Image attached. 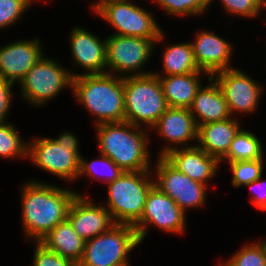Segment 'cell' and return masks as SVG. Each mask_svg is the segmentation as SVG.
<instances>
[{"instance_id": "cell-1", "label": "cell", "mask_w": 266, "mask_h": 266, "mask_svg": "<svg viewBox=\"0 0 266 266\" xmlns=\"http://www.w3.org/2000/svg\"><path fill=\"white\" fill-rule=\"evenodd\" d=\"M21 195L23 231L27 240L39 242L54 227L67 220L70 205L80 193L31 180L22 186Z\"/></svg>"}, {"instance_id": "cell-2", "label": "cell", "mask_w": 266, "mask_h": 266, "mask_svg": "<svg viewBox=\"0 0 266 266\" xmlns=\"http://www.w3.org/2000/svg\"><path fill=\"white\" fill-rule=\"evenodd\" d=\"M100 154L109 157L124 172L153 171L146 129L127 121L95 125ZM142 128V129H141Z\"/></svg>"}, {"instance_id": "cell-3", "label": "cell", "mask_w": 266, "mask_h": 266, "mask_svg": "<svg viewBox=\"0 0 266 266\" xmlns=\"http://www.w3.org/2000/svg\"><path fill=\"white\" fill-rule=\"evenodd\" d=\"M74 97L95 116V125L125 121L123 78L114 74L79 75L73 78Z\"/></svg>"}, {"instance_id": "cell-4", "label": "cell", "mask_w": 266, "mask_h": 266, "mask_svg": "<svg viewBox=\"0 0 266 266\" xmlns=\"http://www.w3.org/2000/svg\"><path fill=\"white\" fill-rule=\"evenodd\" d=\"M28 143V159L36 167L54 174L58 178L73 181L79 174L80 152L77 137L68 132L56 139L48 137L32 138Z\"/></svg>"}, {"instance_id": "cell-5", "label": "cell", "mask_w": 266, "mask_h": 266, "mask_svg": "<svg viewBox=\"0 0 266 266\" xmlns=\"http://www.w3.org/2000/svg\"><path fill=\"white\" fill-rule=\"evenodd\" d=\"M125 121L151 127L167 110L168 104L159 78L153 73L123 78Z\"/></svg>"}, {"instance_id": "cell-6", "label": "cell", "mask_w": 266, "mask_h": 266, "mask_svg": "<svg viewBox=\"0 0 266 266\" xmlns=\"http://www.w3.org/2000/svg\"><path fill=\"white\" fill-rule=\"evenodd\" d=\"M152 174L150 171L124 172L108 184L105 208L116 224L134 226L141 219L146 196L154 185Z\"/></svg>"}, {"instance_id": "cell-7", "label": "cell", "mask_w": 266, "mask_h": 266, "mask_svg": "<svg viewBox=\"0 0 266 266\" xmlns=\"http://www.w3.org/2000/svg\"><path fill=\"white\" fill-rule=\"evenodd\" d=\"M164 37V32L157 40L111 34L106 38L107 73L122 78L151 74L150 71L143 72L142 67L150 60L155 45Z\"/></svg>"}, {"instance_id": "cell-8", "label": "cell", "mask_w": 266, "mask_h": 266, "mask_svg": "<svg viewBox=\"0 0 266 266\" xmlns=\"http://www.w3.org/2000/svg\"><path fill=\"white\" fill-rule=\"evenodd\" d=\"M139 244L132 225L115 224L110 230L85 241L83 256L77 266H112L128 261V254Z\"/></svg>"}, {"instance_id": "cell-9", "label": "cell", "mask_w": 266, "mask_h": 266, "mask_svg": "<svg viewBox=\"0 0 266 266\" xmlns=\"http://www.w3.org/2000/svg\"><path fill=\"white\" fill-rule=\"evenodd\" d=\"M44 55L20 81L21 95L34 106L45 105L66 87H73L71 71Z\"/></svg>"}, {"instance_id": "cell-10", "label": "cell", "mask_w": 266, "mask_h": 266, "mask_svg": "<svg viewBox=\"0 0 266 266\" xmlns=\"http://www.w3.org/2000/svg\"><path fill=\"white\" fill-rule=\"evenodd\" d=\"M96 13L118 31L116 35L157 40L163 32L151 12L133 0L110 2Z\"/></svg>"}, {"instance_id": "cell-11", "label": "cell", "mask_w": 266, "mask_h": 266, "mask_svg": "<svg viewBox=\"0 0 266 266\" xmlns=\"http://www.w3.org/2000/svg\"><path fill=\"white\" fill-rule=\"evenodd\" d=\"M185 214L171 197L153 185L146 196L141 219L133 226L139 242L145 239L149 225L167 233H183L186 227Z\"/></svg>"}, {"instance_id": "cell-12", "label": "cell", "mask_w": 266, "mask_h": 266, "mask_svg": "<svg viewBox=\"0 0 266 266\" xmlns=\"http://www.w3.org/2000/svg\"><path fill=\"white\" fill-rule=\"evenodd\" d=\"M154 185L171 197L186 213L187 209L203 206L206 202V185L179 172L164 157L156 162Z\"/></svg>"}, {"instance_id": "cell-13", "label": "cell", "mask_w": 266, "mask_h": 266, "mask_svg": "<svg viewBox=\"0 0 266 266\" xmlns=\"http://www.w3.org/2000/svg\"><path fill=\"white\" fill-rule=\"evenodd\" d=\"M219 85L229 110L233 113H253L258 108L262 87L241 70L232 69L216 72L211 76Z\"/></svg>"}, {"instance_id": "cell-14", "label": "cell", "mask_w": 266, "mask_h": 266, "mask_svg": "<svg viewBox=\"0 0 266 266\" xmlns=\"http://www.w3.org/2000/svg\"><path fill=\"white\" fill-rule=\"evenodd\" d=\"M67 220L85 241L110 230L116 224L105 205H97L82 194L76 195L73 199Z\"/></svg>"}, {"instance_id": "cell-15", "label": "cell", "mask_w": 266, "mask_h": 266, "mask_svg": "<svg viewBox=\"0 0 266 266\" xmlns=\"http://www.w3.org/2000/svg\"><path fill=\"white\" fill-rule=\"evenodd\" d=\"M152 128L165 141L168 140L167 142L173 143L171 146L166 144L161 150L159 157H164L170 151L177 149V146L179 148L192 147L188 143L192 142V140L197 141L198 127L189 108L168 107Z\"/></svg>"}, {"instance_id": "cell-16", "label": "cell", "mask_w": 266, "mask_h": 266, "mask_svg": "<svg viewBox=\"0 0 266 266\" xmlns=\"http://www.w3.org/2000/svg\"><path fill=\"white\" fill-rule=\"evenodd\" d=\"M69 36L75 65H79L87 71L82 74L72 72L73 78L84 74L107 73L106 39L103 41L98 36L81 27L73 28Z\"/></svg>"}, {"instance_id": "cell-17", "label": "cell", "mask_w": 266, "mask_h": 266, "mask_svg": "<svg viewBox=\"0 0 266 266\" xmlns=\"http://www.w3.org/2000/svg\"><path fill=\"white\" fill-rule=\"evenodd\" d=\"M41 41L36 39L20 40L0 47V78L15 84L44 55Z\"/></svg>"}, {"instance_id": "cell-18", "label": "cell", "mask_w": 266, "mask_h": 266, "mask_svg": "<svg viewBox=\"0 0 266 266\" xmlns=\"http://www.w3.org/2000/svg\"><path fill=\"white\" fill-rule=\"evenodd\" d=\"M190 43L197 66L209 76L233 68L229 65L233 53L231 43L214 32L200 31L194 42Z\"/></svg>"}, {"instance_id": "cell-19", "label": "cell", "mask_w": 266, "mask_h": 266, "mask_svg": "<svg viewBox=\"0 0 266 266\" xmlns=\"http://www.w3.org/2000/svg\"><path fill=\"white\" fill-rule=\"evenodd\" d=\"M164 158L179 172L206 186V182L216 176L220 164L215 157L208 155L197 145L174 149Z\"/></svg>"}, {"instance_id": "cell-20", "label": "cell", "mask_w": 266, "mask_h": 266, "mask_svg": "<svg viewBox=\"0 0 266 266\" xmlns=\"http://www.w3.org/2000/svg\"><path fill=\"white\" fill-rule=\"evenodd\" d=\"M208 81L210 84L201 86L189 107L197 127L232 117L218 83L211 76H208Z\"/></svg>"}, {"instance_id": "cell-21", "label": "cell", "mask_w": 266, "mask_h": 266, "mask_svg": "<svg viewBox=\"0 0 266 266\" xmlns=\"http://www.w3.org/2000/svg\"><path fill=\"white\" fill-rule=\"evenodd\" d=\"M240 129V123L234 117L199 125L197 146L221 162Z\"/></svg>"}, {"instance_id": "cell-22", "label": "cell", "mask_w": 266, "mask_h": 266, "mask_svg": "<svg viewBox=\"0 0 266 266\" xmlns=\"http://www.w3.org/2000/svg\"><path fill=\"white\" fill-rule=\"evenodd\" d=\"M202 74L206 72H193L184 75L157 76L168 107L189 108L195 95L201 88Z\"/></svg>"}, {"instance_id": "cell-23", "label": "cell", "mask_w": 266, "mask_h": 266, "mask_svg": "<svg viewBox=\"0 0 266 266\" xmlns=\"http://www.w3.org/2000/svg\"><path fill=\"white\" fill-rule=\"evenodd\" d=\"M39 242L77 265L82 259L85 240L75 232L68 220L54 227Z\"/></svg>"}, {"instance_id": "cell-24", "label": "cell", "mask_w": 266, "mask_h": 266, "mask_svg": "<svg viewBox=\"0 0 266 266\" xmlns=\"http://www.w3.org/2000/svg\"><path fill=\"white\" fill-rule=\"evenodd\" d=\"M163 74L152 72L156 76L184 75L204 72L196 64L191 43L171 44L163 52Z\"/></svg>"}, {"instance_id": "cell-25", "label": "cell", "mask_w": 266, "mask_h": 266, "mask_svg": "<svg viewBox=\"0 0 266 266\" xmlns=\"http://www.w3.org/2000/svg\"><path fill=\"white\" fill-rule=\"evenodd\" d=\"M263 155V147L258 137L252 132L240 129L231 142L227 155L222 161L258 160L263 158Z\"/></svg>"}, {"instance_id": "cell-26", "label": "cell", "mask_w": 266, "mask_h": 266, "mask_svg": "<svg viewBox=\"0 0 266 266\" xmlns=\"http://www.w3.org/2000/svg\"><path fill=\"white\" fill-rule=\"evenodd\" d=\"M83 158L84 157L82 156L80 157L79 174L77 179L80 178L81 176L83 177L88 176L90 177V179L91 178L98 179L99 174L100 175L103 174L104 175L103 180L107 184H109L112 183L117 178H119L124 173V171L121 168H119L109 157L105 155L100 154V158H97L96 160L90 162L88 160L86 161ZM100 168L102 169L99 170Z\"/></svg>"}, {"instance_id": "cell-27", "label": "cell", "mask_w": 266, "mask_h": 266, "mask_svg": "<svg viewBox=\"0 0 266 266\" xmlns=\"http://www.w3.org/2000/svg\"><path fill=\"white\" fill-rule=\"evenodd\" d=\"M0 157L28 158V142L22 141L18 130L9 122H0Z\"/></svg>"}, {"instance_id": "cell-28", "label": "cell", "mask_w": 266, "mask_h": 266, "mask_svg": "<svg viewBox=\"0 0 266 266\" xmlns=\"http://www.w3.org/2000/svg\"><path fill=\"white\" fill-rule=\"evenodd\" d=\"M224 264L226 266H266V240L245 244Z\"/></svg>"}, {"instance_id": "cell-29", "label": "cell", "mask_w": 266, "mask_h": 266, "mask_svg": "<svg viewBox=\"0 0 266 266\" xmlns=\"http://www.w3.org/2000/svg\"><path fill=\"white\" fill-rule=\"evenodd\" d=\"M263 158L258 160H246L228 162L232 175V184L234 187L248 185L259 179L263 174Z\"/></svg>"}, {"instance_id": "cell-30", "label": "cell", "mask_w": 266, "mask_h": 266, "mask_svg": "<svg viewBox=\"0 0 266 266\" xmlns=\"http://www.w3.org/2000/svg\"><path fill=\"white\" fill-rule=\"evenodd\" d=\"M155 2L167 14L174 16L203 15L202 13L210 6V0H156Z\"/></svg>"}, {"instance_id": "cell-31", "label": "cell", "mask_w": 266, "mask_h": 266, "mask_svg": "<svg viewBox=\"0 0 266 266\" xmlns=\"http://www.w3.org/2000/svg\"><path fill=\"white\" fill-rule=\"evenodd\" d=\"M34 0H0V29L12 26Z\"/></svg>"}, {"instance_id": "cell-32", "label": "cell", "mask_w": 266, "mask_h": 266, "mask_svg": "<svg viewBox=\"0 0 266 266\" xmlns=\"http://www.w3.org/2000/svg\"><path fill=\"white\" fill-rule=\"evenodd\" d=\"M212 1L210 0V5ZM225 7L226 12L231 15H239L240 17H250L251 19L258 16L265 6L260 0H220Z\"/></svg>"}, {"instance_id": "cell-33", "label": "cell", "mask_w": 266, "mask_h": 266, "mask_svg": "<svg viewBox=\"0 0 266 266\" xmlns=\"http://www.w3.org/2000/svg\"><path fill=\"white\" fill-rule=\"evenodd\" d=\"M35 247L32 266H77L73 261L47 249L40 242H36Z\"/></svg>"}, {"instance_id": "cell-34", "label": "cell", "mask_w": 266, "mask_h": 266, "mask_svg": "<svg viewBox=\"0 0 266 266\" xmlns=\"http://www.w3.org/2000/svg\"><path fill=\"white\" fill-rule=\"evenodd\" d=\"M12 82L0 78V122H6V116L9 113L11 107V98H12Z\"/></svg>"}, {"instance_id": "cell-35", "label": "cell", "mask_w": 266, "mask_h": 266, "mask_svg": "<svg viewBox=\"0 0 266 266\" xmlns=\"http://www.w3.org/2000/svg\"><path fill=\"white\" fill-rule=\"evenodd\" d=\"M262 176L245 185V187L251 188V203L254 204L258 209L266 210V181L261 180Z\"/></svg>"}, {"instance_id": "cell-36", "label": "cell", "mask_w": 266, "mask_h": 266, "mask_svg": "<svg viewBox=\"0 0 266 266\" xmlns=\"http://www.w3.org/2000/svg\"><path fill=\"white\" fill-rule=\"evenodd\" d=\"M113 1H117V0H99L97 3H93L91 4V8H93V11L97 12L99 9H101L104 5L113 2Z\"/></svg>"}, {"instance_id": "cell-37", "label": "cell", "mask_w": 266, "mask_h": 266, "mask_svg": "<svg viewBox=\"0 0 266 266\" xmlns=\"http://www.w3.org/2000/svg\"><path fill=\"white\" fill-rule=\"evenodd\" d=\"M112 266H130V265H129V261H124V262H121L119 264L112 265Z\"/></svg>"}, {"instance_id": "cell-38", "label": "cell", "mask_w": 266, "mask_h": 266, "mask_svg": "<svg viewBox=\"0 0 266 266\" xmlns=\"http://www.w3.org/2000/svg\"><path fill=\"white\" fill-rule=\"evenodd\" d=\"M264 6H266V0H260Z\"/></svg>"}, {"instance_id": "cell-39", "label": "cell", "mask_w": 266, "mask_h": 266, "mask_svg": "<svg viewBox=\"0 0 266 266\" xmlns=\"http://www.w3.org/2000/svg\"><path fill=\"white\" fill-rule=\"evenodd\" d=\"M218 266H226L223 262L218 264Z\"/></svg>"}]
</instances>
